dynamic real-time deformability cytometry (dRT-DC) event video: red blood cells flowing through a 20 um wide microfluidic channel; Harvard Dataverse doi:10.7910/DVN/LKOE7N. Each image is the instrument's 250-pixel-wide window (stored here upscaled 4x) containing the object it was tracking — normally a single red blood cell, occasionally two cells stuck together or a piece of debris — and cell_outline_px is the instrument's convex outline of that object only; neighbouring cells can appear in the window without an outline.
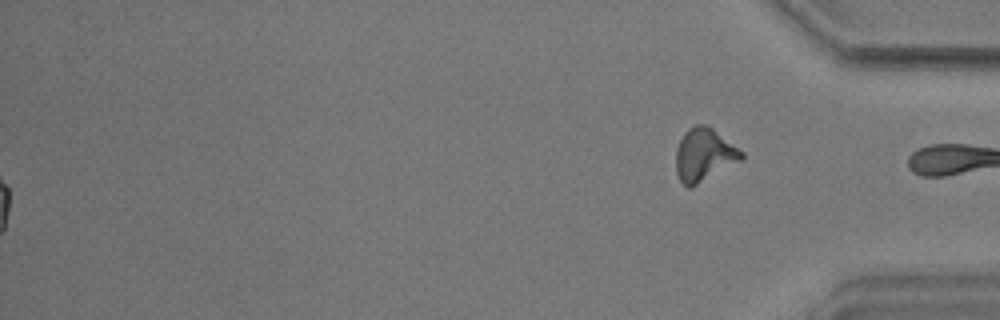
{"species": "common noctule bat (a hibernating species)", "species_latin": "Nyctalus noctula", "temperature_condition": "warm", "stored_images_in_passage": 51, "segment_of_instrument_passage": [2, 2], "camera_frame_rate_fps": 3000, "um_per_image_px": 0.085, "animal": {"sex": "male", "body_mass_g": 17.9}, "frame": {"image": 1, "passage_image": 51, "time_ms": 16.667, "image_size_px": [1000, 320], "cell_outline_px": [[744, 160], [692, 188], [688, 188], [680, 180], [676, 172], [676, 148], [684, 132], [688, 128], [696, 124], [704, 124], [712, 128], [744, 152]], "centroid_in_image_um": [59.87, 13.19], "position_along_channel_um": 375.3, "area_um2": 20.58}}